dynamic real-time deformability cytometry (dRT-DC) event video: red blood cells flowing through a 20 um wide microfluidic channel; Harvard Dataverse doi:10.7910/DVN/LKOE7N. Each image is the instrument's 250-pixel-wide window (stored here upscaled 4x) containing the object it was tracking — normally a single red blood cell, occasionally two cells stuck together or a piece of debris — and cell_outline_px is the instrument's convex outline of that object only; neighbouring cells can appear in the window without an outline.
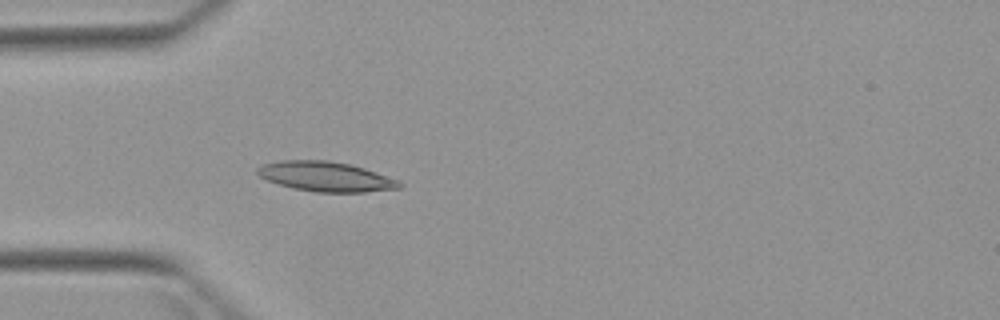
{"species": "Egyptian fruit bat (a non-hibernating species)", "species_latin": "Rousettus aegyptiacus", "temperature_condition": "warm", "stored_images_in_passage": 2, "camera_frame_rate_fps": 3000, "um_per_image_px": 0.085, "animal": {"sex": "female"}, "frame": {"image": 1, "passage_image": 2, "time_ms": 1.0, "image_size_px": [1000, 320], "cell_outline_px": [[404, 184], [400, 188], [364, 192], [316, 192], [292, 188], [268, 180], [260, 176], [256, 172], [256, 168], [260, 164], [284, 160], [328, 160], [348, 164], [364, 168], [376, 172], [396, 180]], "centroid_in_image_um": [27.66, 15.0], "position_along_channel_um": 57.3, "area_um2": 24.51}}